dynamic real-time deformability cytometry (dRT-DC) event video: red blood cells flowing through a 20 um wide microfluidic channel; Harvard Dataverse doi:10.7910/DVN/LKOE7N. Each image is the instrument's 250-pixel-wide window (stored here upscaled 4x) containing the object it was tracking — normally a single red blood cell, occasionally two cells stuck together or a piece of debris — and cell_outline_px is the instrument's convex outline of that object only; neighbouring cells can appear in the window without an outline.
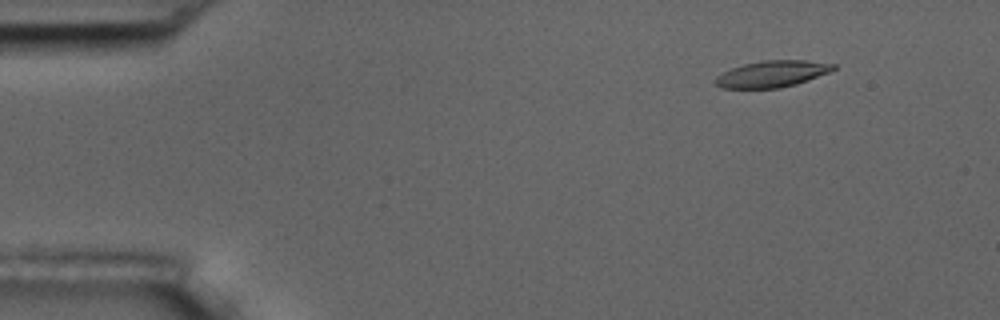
{"species": "common noctule bat (a hibernating species)", "species_latin": "Nyctalus noctula", "temperature_condition": "room temperature", "stored_images_in_passage": 4, "camera_frame_rate_fps": 3000, "um_per_image_px": 0.085, "animal": {"sex": "male", "body_mass_g": 17.5, "forearm_length_mm": 52.3}, "frame": {"image": 1, "passage_image": 2, "time_ms": 1.0, "image_size_px": [1000, 320], "cell_outline_px": [[836, 68], [828, 72], [796, 84], [780, 88], [724, 88], [716, 84], [716, 76], [732, 68], [744, 64], [760, 60], [804, 60], [836, 64]], "centroid_in_image_um": [65.63, 6.27], "position_along_channel_um": 19.4, "area_um2": 17.98}}